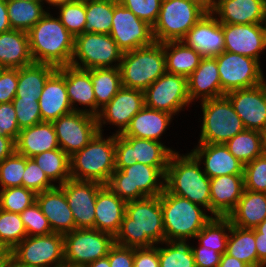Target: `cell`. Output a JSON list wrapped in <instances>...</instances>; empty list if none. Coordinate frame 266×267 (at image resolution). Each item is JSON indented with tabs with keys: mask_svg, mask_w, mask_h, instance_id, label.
<instances>
[{
	"mask_svg": "<svg viewBox=\"0 0 266 267\" xmlns=\"http://www.w3.org/2000/svg\"><path fill=\"white\" fill-rule=\"evenodd\" d=\"M115 243L131 248H149L165 241L161 194L126 203Z\"/></svg>",
	"mask_w": 266,
	"mask_h": 267,
	"instance_id": "obj_1",
	"label": "cell"
},
{
	"mask_svg": "<svg viewBox=\"0 0 266 267\" xmlns=\"http://www.w3.org/2000/svg\"><path fill=\"white\" fill-rule=\"evenodd\" d=\"M27 34L34 63L50 64L56 68L71 64L74 36L51 11H48Z\"/></svg>",
	"mask_w": 266,
	"mask_h": 267,
	"instance_id": "obj_2",
	"label": "cell"
},
{
	"mask_svg": "<svg viewBox=\"0 0 266 267\" xmlns=\"http://www.w3.org/2000/svg\"><path fill=\"white\" fill-rule=\"evenodd\" d=\"M165 189L210 212V178L189 151L185 154L177 151L171 155L165 174Z\"/></svg>",
	"mask_w": 266,
	"mask_h": 267,
	"instance_id": "obj_3",
	"label": "cell"
},
{
	"mask_svg": "<svg viewBox=\"0 0 266 267\" xmlns=\"http://www.w3.org/2000/svg\"><path fill=\"white\" fill-rule=\"evenodd\" d=\"M97 132L89 143L70 157L71 179L107 185L115 167V134Z\"/></svg>",
	"mask_w": 266,
	"mask_h": 267,
	"instance_id": "obj_4",
	"label": "cell"
},
{
	"mask_svg": "<svg viewBox=\"0 0 266 267\" xmlns=\"http://www.w3.org/2000/svg\"><path fill=\"white\" fill-rule=\"evenodd\" d=\"M161 209L165 241L189 242L213 217L205 208L166 189L161 193Z\"/></svg>",
	"mask_w": 266,
	"mask_h": 267,
	"instance_id": "obj_5",
	"label": "cell"
},
{
	"mask_svg": "<svg viewBox=\"0 0 266 267\" xmlns=\"http://www.w3.org/2000/svg\"><path fill=\"white\" fill-rule=\"evenodd\" d=\"M119 69L122 86L145 91L166 73L163 43L124 52Z\"/></svg>",
	"mask_w": 266,
	"mask_h": 267,
	"instance_id": "obj_6",
	"label": "cell"
},
{
	"mask_svg": "<svg viewBox=\"0 0 266 267\" xmlns=\"http://www.w3.org/2000/svg\"><path fill=\"white\" fill-rule=\"evenodd\" d=\"M107 186L126 202L160 195L165 189V174L155 166L139 162L116 169Z\"/></svg>",
	"mask_w": 266,
	"mask_h": 267,
	"instance_id": "obj_7",
	"label": "cell"
},
{
	"mask_svg": "<svg viewBox=\"0 0 266 267\" xmlns=\"http://www.w3.org/2000/svg\"><path fill=\"white\" fill-rule=\"evenodd\" d=\"M199 103L202 123L198 143L225 144L246 129L225 95Z\"/></svg>",
	"mask_w": 266,
	"mask_h": 267,
	"instance_id": "obj_8",
	"label": "cell"
},
{
	"mask_svg": "<svg viewBox=\"0 0 266 267\" xmlns=\"http://www.w3.org/2000/svg\"><path fill=\"white\" fill-rule=\"evenodd\" d=\"M207 11L192 0H162L152 27L155 42L180 41Z\"/></svg>",
	"mask_w": 266,
	"mask_h": 267,
	"instance_id": "obj_9",
	"label": "cell"
},
{
	"mask_svg": "<svg viewBox=\"0 0 266 267\" xmlns=\"http://www.w3.org/2000/svg\"><path fill=\"white\" fill-rule=\"evenodd\" d=\"M123 51L109 34L84 32L74 37L71 64L81 69L119 67Z\"/></svg>",
	"mask_w": 266,
	"mask_h": 267,
	"instance_id": "obj_10",
	"label": "cell"
},
{
	"mask_svg": "<svg viewBox=\"0 0 266 267\" xmlns=\"http://www.w3.org/2000/svg\"><path fill=\"white\" fill-rule=\"evenodd\" d=\"M155 140L115 134V167L122 170L136 162L158 167L164 174L171 155L177 152Z\"/></svg>",
	"mask_w": 266,
	"mask_h": 267,
	"instance_id": "obj_11",
	"label": "cell"
},
{
	"mask_svg": "<svg viewBox=\"0 0 266 267\" xmlns=\"http://www.w3.org/2000/svg\"><path fill=\"white\" fill-rule=\"evenodd\" d=\"M11 259L24 267H64V236H27L11 250Z\"/></svg>",
	"mask_w": 266,
	"mask_h": 267,
	"instance_id": "obj_12",
	"label": "cell"
},
{
	"mask_svg": "<svg viewBox=\"0 0 266 267\" xmlns=\"http://www.w3.org/2000/svg\"><path fill=\"white\" fill-rule=\"evenodd\" d=\"M64 236L66 266L85 267L108 255L115 244L113 235L97 229H75Z\"/></svg>",
	"mask_w": 266,
	"mask_h": 267,
	"instance_id": "obj_13",
	"label": "cell"
},
{
	"mask_svg": "<svg viewBox=\"0 0 266 267\" xmlns=\"http://www.w3.org/2000/svg\"><path fill=\"white\" fill-rule=\"evenodd\" d=\"M221 82V96L227 92L262 84L265 79L261 62L254 58L223 51L214 57Z\"/></svg>",
	"mask_w": 266,
	"mask_h": 267,
	"instance_id": "obj_14",
	"label": "cell"
},
{
	"mask_svg": "<svg viewBox=\"0 0 266 267\" xmlns=\"http://www.w3.org/2000/svg\"><path fill=\"white\" fill-rule=\"evenodd\" d=\"M145 106L174 116L190 107L185 76L164 73L144 91Z\"/></svg>",
	"mask_w": 266,
	"mask_h": 267,
	"instance_id": "obj_15",
	"label": "cell"
},
{
	"mask_svg": "<svg viewBox=\"0 0 266 267\" xmlns=\"http://www.w3.org/2000/svg\"><path fill=\"white\" fill-rule=\"evenodd\" d=\"M109 35L123 52L150 46L155 42L152 26L139 19L118 0H114V13Z\"/></svg>",
	"mask_w": 266,
	"mask_h": 267,
	"instance_id": "obj_16",
	"label": "cell"
},
{
	"mask_svg": "<svg viewBox=\"0 0 266 267\" xmlns=\"http://www.w3.org/2000/svg\"><path fill=\"white\" fill-rule=\"evenodd\" d=\"M59 147L71 157L82 150L98 132L97 117L72 111L52 121Z\"/></svg>",
	"mask_w": 266,
	"mask_h": 267,
	"instance_id": "obj_17",
	"label": "cell"
},
{
	"mask_svg": "<svg viewBox=\"0 0 266 267\" xmlns=\"http://www.w3.org/2000/svg\"><path fill=\"white\" fill-rule=\"evenodd\" d=\"M145 106L144 91L122 86L97 116L98 132L103 133L105 125H113L114 134H122L131 119Z\"/></svg>",
	"mask_w": 266,
	"mask_h": 267,
	"instance_id": "obj_18",
	"label": "cell"
},
{
	"mask_svg": "<svg viewBox=\"0 0 266 267\" xmlns=\"http://www.w3.org/2000/svg\"><path fill=\"white\" fill-rule=\"evenodd\" d=\"M103 186L94 181L74 179H69L59 186L73 213L76 229H95L97 193Z\"/></svg>",
	"mask_w": 266,
	"mask_h": 267,
	"instance_id": "obj_19",
	"label": "cell"
},
{
	"mask_svg": "<svg viewBox=\"0 0 266 267\" xmlns=\"http://www.w3.org/2000/svg\"><path fill=\"white\" fill-rule=\"evenodd\" d=\"M224 51L254 58L260 62L266 51V23L225 24L222 23Z\"/></svg>",
	"mask_w": 266,
	"mask_h": 267,
	"instance_id": "obj_20",
	"label": "cell"
},
{
	"mask_svg": "<svg viewBox=\"0 0 266 267\" xmlns=\"http://www.w3.org/2000/svg\"><path fill=\"white\" fill-rule=\"evenodd\" d=\"M225 96L230 100L244 127L262 131L266 126V81L250 88L229 91Z\"/></svg>",
	"mask_w": 266,
	"mask_h": 267,
	"instance_id": "obj_21",
	"label": "cell"
},
{
	"mask_svg": "<svg viewBox=\"0 0 266 267\" xmlns=\"http://www.w3.org/2000/svg\"><path fill=\"white\" fill-rule=\"evenodd\" d=\"M190 153L210 179L223 175H243L244 165L229 152L225 144L198 143Z\"/></svg>",
	"mask_w": 266,
	"mask_h": 267,
	"instance_id": "obj_22",
	"label": "cell"
},
{
	"mask_svg": "<svg viewBox=\"0 0 266 267\" xmlns=\"http://www.w3.org/2000/svg\"><path fill=\"white\" fill-rule=\"evenodd\" d=\"M182 41L203 57L220 55L225 47L222 23L208 11L187 32Z\"/></svg>",
	"mask_w": 266,
	"mask_h": 267,
	"instance_id": "obj_23",
	"label": "cell"
},
{
	"mask_svg": "<svg viewBox=\"0 0 266 267\" xmlns=\"http://www.w3.org/2000/svg\"><path fill=\"white\" fill-rule=\"evenodd\" d=\"M210 12L220 23H266V0H213Z\"/></svg>",
	"mask_w": 266,
	"mask_h": 267,
	"instance_id": "obj_24",
	"label": "cell"
},
{
	"mask_svg": "<svg viewBox=\"0 0 266 267\" xmlns=\"http://www.w3.org/2000/svg\"><path fill=\"white\" fill-rule=\"evenodd\" d=\"M38 104L42 121L52 122L73 111L65 86V66L57 68L47 79Z\"/></svg>",
	"mask_w": 266,
	"mask_h": 267,
	"instance_id": "obj_25",
	"label": "cell"
},
{
	"mask_svg": "<svg viewBox=\"0 0 266 267\" xmlns=\"http://www.w3.org/2000/svg\"><path fill=\"white\" fill-rule=\"evenodd\" d=\"M36 202L54 233L64 235L76 229L73 213L59 186L36 194Z\"/></svg>",
	"mask_w": 266,
	"mask_h": 267,
	"instance_id": "obj_26",
	"label": "cell"
},
{
	"mask_svg": "<svg viewBox=\"0 0 266 267\" xmlns=\"http://www.w3.org/2000/svg\"><path fill=\"white\" fill-rule=\"evenodd\" d=\"M244 191V175H223L210 179V215L227 217Z\"/></svg>",
	"mask_w": 266,
	"mask_h": 267,
	"instance_id": "obj_27",
	"label": "cell"
},
{
	"mask_svg": "<svg viewBox=\"0 0 266 267\" xmlns=\"http://www.w3.org/2000/svg\"><path fill=\"white\" fill-rule=\"evenodd\" d=\"M187 91L191 103L221 97V82L214 57L201 59L199 66L187 78Z\"/></svg>",
	"mask_w": 266,
	"mask_h": 267,
	"instance_id": "obj_28",
	"label": "cell"
},
{
	"mask_svg": "<svg viewBox=\"0 0 266 267\" xmlns=\"http://www.w3.org/2000/svg\"><path fill=\"white\" fill-rule=\"evenodd\" d=\"M65 86L73 111L96 117V98L90 79V70L65 66ZM82 106L78 107V106Z\"/></svg>",
	"mask_w": 266,
	"mask_h": 267,
	"instance_id": "obj_29",
	"label": "cell"
},
{
	"mask_svg": "<svg viewBox=\"0 0 266 267\" xmlns=\"http://www.w3.org/2000/svg\"><path fill=\"white\" fill-rule=\"evenodd\" d=\"M174 115L144 106L132 119L129 126L121 134L140 139L162 142L163 134L170 128Z\"/></svg>",
	"mask_w": 266,
	"mask_h": 267,
	"instance_id": "obj_30",
	"label": "cell"
},
{
	"mask_svg": "<svg viewBox=\"0 0 266 267\" xmlns=\"http://www.w3.org/2000/svg\"><path fill=\"white\" fill-rule=\"evenodd\" d=\"M126 201L119 198L107 185L97 193L95 204V229L115 237L126 208Z\"/></svg>",
	"mask_w": 266,
	"mask_h": 267,
	"instance_id": "obj_31",
	"label": "cell"
},
{
	"mask_svg": "<svg viewBox=\"0 0 266 267\" xmlns=\"http://www.w3.org/2000/svg\"><path fill=\"white\" fill-rule=\"evenodd\" d=\"M15 145L16 152L28 158L60 148L53 124L47 121L21 129Z\"/></svg>",
	"mask_w": 266,
	"mask_h": 267,
	"instance_id": "obj_32",
	"label": "cell"
},
{
	"mask_svg": "<svg viewBox=\"0 0 266 267\" xmlns=\"http://www.w3.org/2000/svg\"><path fill=\"white\" fill-rule=\"evenodd\" d=\"M231 224L243 228L254 229L266 219V193L244 189L235 208L228 214Z\"/></svg>",
	"mask_w": 266,
	"mask_h": 267,
	"instance_id": "obj_33",
	"label": "cell"
},
{
	"mask_svg": "<svg viewBox=\"0 0 266 267\" xmlns=\"http://www.w3.org/2000/svg\"><path fill=\"white\" fill-rule=\"evenodd\" d=\"M33 63L26 31L10 29L0 33V65L3 68H21Z\"/></svg>",
	"mask_w": 266,
	"mask_h": 267,
	"instance_id": "obj_34",
	"label": "cell"
},
{
	"mask_svg": "<svg viewBox=\"0 0 266 267\" xmlns=\"http://www.w3.org/2000/svg\"><path fill=\"white\" fill-rule=\"evenodd\" d=\"M166 72L188 78L199 66L203 56L182 40L163 42Z\"/></svg>",
	"mask_w": 266,
	"mask_h": 267,
	"instance_id": "obj_35",
	"label": "cell"
},
{
	"mask_svg": "<svg viewBox=\"0 0 266 267\" xmlns=\"http://www.w3.org/2000/svg\"><path fill=\"white\" fill-rule=\"evenodd\" d=\"M57 70L50 64L33 63L18 68V85L15 98L39 99L47 79Z\"/></svg>",
	"mask_w": 266,
	"mask_h": 267,
	"instance_id": "obj_36",
	"label": "cell"
},
{
	"mask_svg": "<svg viewBox=\"0 0 266 267\" xmlns=\"http://www.w3.org/2000/svg\"><path fill=\"white\" fill-rule=\"evenodd\" d=\"M226 253L250 267H266L259 259L255 246V228L243 229L231 224Z\"/></svg>",
	"mask_w": 266,
	"mask_h": 267,
	"instance_id": "obj_37",
	"label": "cell"
},
{
	"mask_svg": "<svg viewBox=\"0 0 266 267\" xmlns=\"http://www.w3.org/2000/svg\"><path fill=\"white\" fill-rule=\"evenodd\" d=\"M90 79L96 98V117L100 110L118 93L122 87L119 67L90 69Z\"/></svg>",
	"mask_w": 266,
	"mask_h": 267,
	"instance_id": "obj_38",
	"label": "cell"
},
{
	"mask_svg": "<svg viewBox=\"0 0 266 267\" xmlns=\"http://www.w3.org/2000/svg\"><path fill=\"white\" fill-rule=\"evenodd\" d=\"M6 5L11 28L26 32L48 12L42 1L6 0Z\"/></svg>",
	"mask_w": 266,
	"mask_h": 267,
	"instance_id": "obj_39",
	"label": "cell"
},
{
	"mask_svg": "<svg viewBox=\"0 0 266 267\" xmlns=\"http://www.w3.org/2000/svg\"><path fill=\"white\" fill-rule=\"evenodd\" d=\"M32 159L55 186H60L71 179L70 157L61 148L37 154Z\"/></svg>",
	"mask_w": 266,
	"mask_h": 267,
	"instance_id": "obj_40",
	"label": "cell"
},
{
	"mask_svg": "<svg viewBox=\"0 0 266 267\" xmlns=\"http://www.w3.org/2000/svg\"><path fill=\"white\" fill-rule=\"evenodd\" d=\"M225 145L243 165L264 154L261 132L257 130L245 129L228 140Z\"/></svg>",
	"mask_w": 266,
	"mask_h": 267,
	"instance_id": "obj_41",
	"label": "cell"
},
{
	"mask_svg": "<svg viewBox=\"0 0 266 267\" xmlns=\"http://www.w3.org/2000/svg\"><path fill=\"white\" fill-rule=\"evenodd\" d=\"M231 222L227 217H212L195 236L200 246L213 249L222 255L226 252Z\"/></svg>",
	"mask_w": 266,
	"mask_h": 267,
	"instance_id": "obj_42",
	"label": "cell"
},
{
	"mask_svg": "<svg viewBox=\"0 0 266 267\" xmlns=\"http://www.w3.org/2000/svg\"><path fill=\"white\" fill-rule=\"evenodd\" d=\"M113 13L114 0H86L85 32L109 34Z\"/></svg>",
	"mask_w": 266,
	"mask_h": 267,
	"instance_id": "obj_43",
	"label": "cell"
},
{
	"mask_svg": "<svg viewBox=\"0 0 266 267\" xmlns=\"http://www.w3.org/2000/svg\"><path fill=\"white\" fill-rule=\"evenodd\" d=\"M158 253L159 267H196L190 241H164L158 244Z\"/></svg>",
	"mask_w": 266,
	"mask_h": 267,
	"instance_id": "obj_44",
	"label": "cell"
},
{
	"mask_svg": "<svg viewBox=\"0 0 266 267\" xmlns=\"http://www.w3.org/2000/svg\"><path fill=\"white\" fill-rule=\"evenodd\" d=\"M55 13L64 27L75 37L85 32L86 0H74L56 8Z\"/></svg>",
	"mask_w": 266,
	"mask_h": 267,
	"instance_id": "obj_45",
	"label": "cell"
},
{
	"mask_svg": "<svg viewBox=\"0 0 266 267\" xmlns=\"http://www.w3.org/2000/svg\"><path fill=\"white\" fill-rule=\"evenodd\" d=\"M27 237V231L18 213L0 209V241L10 250Z\"/></svg>",
	"mask_w": 266,
	"mask_h": 267,
	"instance_id": "obj_46",
	"label": "cell"
},
{
	"mask_svg": "<svg viewBox=\"0 0 266 267\" xmlns=\"http://www.w3.org/2000/svg\"><path fill=\"white\" fill-rule=\"evenodd\" d=\"M36 202V194L23 186L0 190V209L20 214Z\"/></svg>",
	"mask_w": 266,
	"mask_h": 267,
	"instance_id": "obj_47",
	"label": "cell"
},
{
	"mask_svg": "<svg viewBox=\"0 0 266 267\" xmlns=\"http://www.w3.org/2000/svg\"><path fill=\"white\" fill-rule=\"evenodd\" d=\"M26 157L16 151L0 163V190L22 186Z\"/></svg>",
	"mask_w": 266,
	"mask_h": 267,
	"instance_id": "obj_48",
	"label": "cell"
},
{
	"mask_svg": "<svg viewBox=\"0 0 266 267\" xmlns=\"http://www.w3.org/2000/svg\"><path fill=\"white\" fill-rule=\"evenodd\" d=\"M244 189L266 193V155L263 154L244 165Z\"/></svg>",
	"mask_w": 266,
	"mask_h": 267,
	"instance_id": "obj_49",
	"label": "cell"
},
{
	"mask_svg": "<svg viewBox=\"0 0 266 267\" xmlns=\"http://www.w3.org/2000/svg\"><path fill=\"white\" fill-rule=\"evenodd\" d=\"M27 236H41L53 233L48 219L42 213L40 206L34 202L20 213Z\"/></svg>",
	"mask_w": 266,
	"mask_h": 267,
	"instance_id": "obj_50",
	"label": "cell"
},
{
	"mask_svg": "<svg viewBox=\"0 0 266 267\" xmlns=\"http://www.w3.org/2000/svg\"><path fill=\"white\" fill-rule=\"evenodd\" d=\"M22 186L32 190L35 194L55 187L44 171L32 159L26 157V167L22 177Z\"/></svg>",
	"mask_w": 266,
	"mask_h": 267,
	"instance_id": "obj_51",
	"label": "cell"
},
{
	"mask_svg": "<svg viewBox=\"0 0 266 267\" xmlns=\"http://www.w3.org/2000/svg\"><path fill=\"white\" fill-rule=\"evenodd\" d=\"M38 100L23 98L12 100L20 130L42 122Z\"/></svg>",
	"mask_w": 266,
	"mask_h": 267,
	"instance_id": "obj_52",
	"label": "cell"
},
{
	"mask_svg": "<svg viewBox=\"0 0 266 267\" xmlns=\"http://www.w3.org/2000/svg\"><path fill=\"white\" fill-rule=\"evenodd\" d=\"M123 6L134 13L139 19L150 26L156 23L162 0H118Z\"/></svg>",
	"mask_w": 266,
	"mask_h": 267,
	"instance_id": "obj_53",
	"label": "cell"
},
{
	"mask_svg": "<svg viewBox=\"0 0 266 267\" xmlns=\"http://www.w3.org/2000/svg\"><path fill=\"white\" fill-rule=\"evenodd\" d=\"M20 128L12 102L0 104V135L17 140Z\"/></svg>",
	"mask_w": 266,
	"mask_h": 267,
	"instance_id": "obj_54",
	"label": "cell"
},
{
	"mask_svg": "<svg viewBox=\"0 0 266 267\" xmlns=\"http://www.w3.org/2000/svg\"><path fill=\"white\" fill-rule=\"evenodd\" d=\"M18 85V68H3L0 73V104L15 98Z\"/></svg>",
	"mask_w": 266,
	"mask_h": 267,
	"instance_id": "obj_55",
	"label": "cell"
},
{
	"mask_svg": "<svg viewBox=\"0 0 266 267\" xmlns=\"http://www.w3.org/2000/svg\"><path fill=\"white\" fill-rule=\"evenodd\" d=\"M110 267H133L134 248L114 244L109 253Z\"/></svg>",
	"mask_w": 266,
	"mask_h": 267,
	"instance_id": "obj_56",
	"label": "cell"
},
{
	"mask_svg": "<svg viewBox=\"0 0 266 267\" xmlns=\"http://www.w3.org/2000/svg\"><path fill=\"white\" fill-rule=\"evenodd\" d=\"M194 259H195V265L196 267H218L220 260H221V253H218L217 251L206 248L203 246H194L191 245Z\"/></svg>",
	"mask_w": 266,
	"mask_h": 267,
	"instance_id": "obj_57",
	"label": "cell"
},
{
	"mask_svg": "<svg viewBox=\"0 0 266 267\" xmlns=\"http://www.w3.org/2000/svg\"><path fill=\"white\" fill-rule=\"evenodd\" d=\"M133 267H159L158 244L149 248H134Z\"/></svg>",
	"mask_w": 266,
	"mask_h": 267,
	"instance_id": "obj_58",
	"label": "cell"
},
{
	"mask_svg": "<svg viewBox=\"0 0 266 267\" xmlns=\"http://www.w3.org/2000/svg\"><path fill=\"white\" fill-rule=\"evenodd\" d=\"M16 151L15 140L0 135V163Z\"/></svg>",
	"mask_w": 266,
	"mask_h": 267,
	"instance_id": "obj_59",
	"label": "cell"
},
{
	"mask_svg": "<svg viewBox=\"0 0 266 267\" xmlns=\"http://www.w3.org/2000/svg\"><path fill=\"white\" fill-rule=\"evenodd\" d=\"M255 246L258 259L266 266V236L255 229Z\"/></svg>",
	"mask_w": 266,
	"mask_h": 267,
	"instance_id": "obj_60",
	"label": "cell"
},
{
	"mask_svg": "<svg viewBox=\"0 0 266 267\" xmlns=\"http://www.w3.org/2000/svg\"><path fill=\"white\" fill-rule=\"evenodd\" d=\"M12 29L7 14L6 0H0V33Z\"/></svg>",
	"mask_w": 266,
	"mask_h": 267,
	"instance_id": "obj_61",
	"label": "cell"
},
{
	"mask_svg": "<svg viewBox=\"0 0 266 267\" xmlns=\"http://www.w3.org/2000/svg\"><path fill=\"white\" fill-rule=\"evenodd\" d=\"M218 267H250L237 258L228 255L226 252L221 256Z\"/></svg>",
	"mask_w": 266,
	"mask_h": 267,
	"instance_id": "obj_62",
	"label": "cell"
},
{
	"mask_svg": "<svg viewBox=\"0 0 266 267\" xmlns=\"http://www.w3.org/2000/svg\"><path fill=\"white\" fill-rule=\"evenodd\" d=\"M72 1H74V0H42L43 4L47 5L46 9L48 11L51 10L50 6L55 7V8H52L54 10L59 6L64 5L66 3H70Z\"/></svg>",
	"mask_w": 266,
	"mask_h": 267,
	"instance_id": "obj_63",
	"label": "cell"
},
{
	"mask_svg": "<svg viewBox=\"0 0 266 267\" xmlns=\"http://www.w3.org/2000/svg\"><path fill=\"white\" fill-rule=\"evenodd\" d=\"M85 267H110L108 255L105 257L99 258L96 261H93L92 263H89Z\"/></svg>",
	"mask_w": 266,
	"mask_h": 267,
	"instance_id": "obj_64",
	"label": "cell"
},
{
	"mask_svg": "<svg viewBox=\"0 0 266 267\" xmlns=\"http://www.w3.org/2000/svg\"><path fill=\"white\" fill-rule=\"evenodd\" d=\"M0 258H11V250L0 241Z\"/></svg>",
	"mask_w": 266,
	"mask_h": 267,
	"instance_id": "obj_65",
	"label": "cell"
},
{
	"mask_svg": "<svg viewBox=\"0 0 266 267\" xmlns=\"http://www.w3.org/2000/svg\"><path fill=\"white\" fill-rule=\"evenodd\" d=\"M199 3L207 12L211 10L213 0H192Z\"/></svg>",
	"mask_w": 266,
	"mask_h": 267,
	"instance_id": "obj_66",
	"label": "cell"
},
{
	"mask_svg": "<svg viewBox=\"0 0 266 267\" xmlns=\"http://www.w3.org/2000/svg\"><path fill=\"white\" fill-rule=\"evenodd\" d=\"M255 229L263 234V236H266V219H264Z\"/></svg>",
	"mask_w": 266,
	"mask_h": 267,
	"instance_id": "obj_67",
	"label": "cell"
},
{
	"mask_svg": "<svg viewBox=\"0 0 266 267\" xmlns=\"http://www.w3.org/2000/svg\"><path fill=\"white\" fill-rule=\"evenodd\" d=\"M261 139H262V148L263 152L266 155V126L264 129L261 131Z\"/></svg>",
	"mask_w": 266,
	"mask_h": 267,
	"instance_id": "obj_68",
	"label": "cell"
},
{
	"mask_svg": "<svg viewBox=\"0 0 266 267\" xmlns=\"http://www.w3.org/2000/svg\"><path fill=\"white\" fill-rule=\"evenodd\" d=\"M11 258H0V267H8Z\"/></svg>",
	"mask_w": 266,
	"mask_h": 267,
	"instance_id": "obj_69",
	"label": "cell"
},
{
	"mask_svg": "<svg viewBox=\"0 0 266 267\" xmlns=\"http://www.w3.org/2000/svg\"><path fill=\"white\" fill-rule=\"evenodd\" d=\"M8 267H24V266H21V265L15 263V262L11 259V261H10L9 264H8Z\"/></svg>",
	"mask_w": 266,
	"mask_h": 267,
	"instance_id": "obj_70",
	"label": "cell"
},
{
	"mask_svg": "<svg viewBox=\"0 0 266 267\" xmlns=\"http://www.w3.org/2000/svg\"><path fill=\"white\" fill-rule=\"evenodd\" d=\"M23 1V0H21ZM24 1H42V0H24Z\"/></svg>",
	"mask_w": 266,
	"mask_h": 267,
	"instance_id": "obj_71",
	"label": "cell"
}]
</instances>
